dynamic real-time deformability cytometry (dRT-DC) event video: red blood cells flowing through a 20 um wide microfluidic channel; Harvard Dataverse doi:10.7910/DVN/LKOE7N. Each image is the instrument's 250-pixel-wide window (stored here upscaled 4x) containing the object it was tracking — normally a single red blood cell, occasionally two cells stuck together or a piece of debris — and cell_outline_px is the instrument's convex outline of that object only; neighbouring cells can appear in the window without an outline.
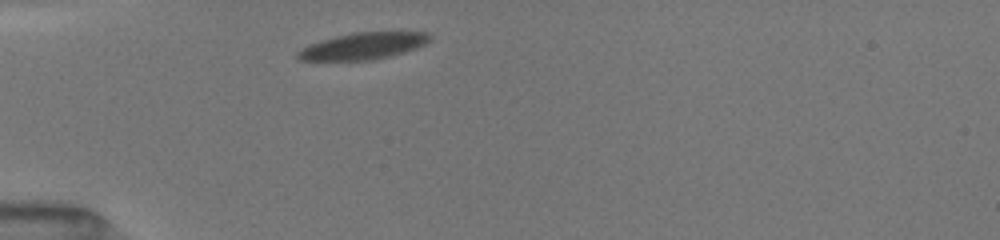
{"species": "common noctule bat (a hibernating species)", "species_latin": "Nyctalus noctula", "temperature_condition": "room temperature", "stored_images_in_passage": 17, "camera_frame_rate_fps": 3000, "um_per_image_px": 0.085, "animal": {"sex": "female", "body_mass_g": 19.5, "forearm_length_mm": 54.1}, "frame": {"image": 1, "passage_image": 1, "time_ms": 0.0, "image_size_px": [1000, 240], "cell_outline_px": [[432, 36], [424, 44], [416, 48], [404, 52], [372, 60], [300, 60], [296, 56], [296, 52], [312, 44], [336, 36], [352, 32], [428, 32]], "centroid_in_image_um": [30.89, 3.9], "position_along_channel_um": 54.1, "area_um2": 20.17}}
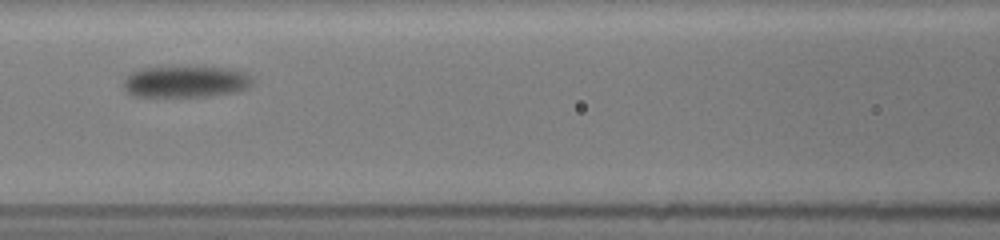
{"frame": {"image": 2, "passage_image": 9, "time_ms": 3.0, "image_size_px": [1000, 240], "cell_outline_px": [[252, 84], [244, 88], [232, 92], [212, 96], [132, 96], [124, 88], [124, 80], [132, 72], [144, 68], [224, 68], [244, 72], [252, 80]], "centroid_in_image_um": [15.75, 6.96], "position_along_channel_um": 150.9, "area_um2": 22.89}}
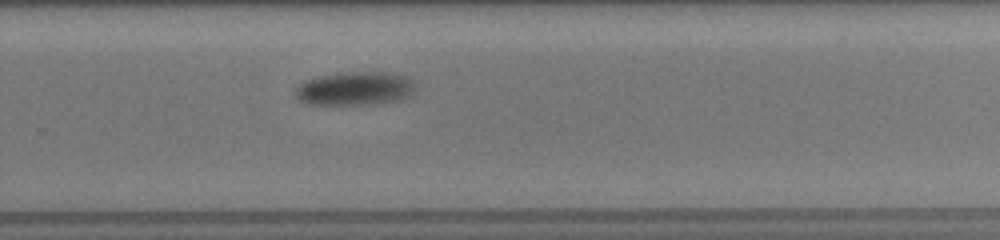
{"frame": {"image": 3, "passage_image": 17, "time_ms": 7.0, "image_size_px": [1000, 240], "cell_outline_px": [[412, 96], [400, 100], [376, 104], [304, 104], [296, 96], [296, 88], [304, 80], [320, 76], [348, 72], [384, 72], [400, 76], [408, 80], [412, 84]], "centroid_in_image_um": [30.11, 7.55], "position_along_channel_um": 299.7, "area_um2": 23.06}}